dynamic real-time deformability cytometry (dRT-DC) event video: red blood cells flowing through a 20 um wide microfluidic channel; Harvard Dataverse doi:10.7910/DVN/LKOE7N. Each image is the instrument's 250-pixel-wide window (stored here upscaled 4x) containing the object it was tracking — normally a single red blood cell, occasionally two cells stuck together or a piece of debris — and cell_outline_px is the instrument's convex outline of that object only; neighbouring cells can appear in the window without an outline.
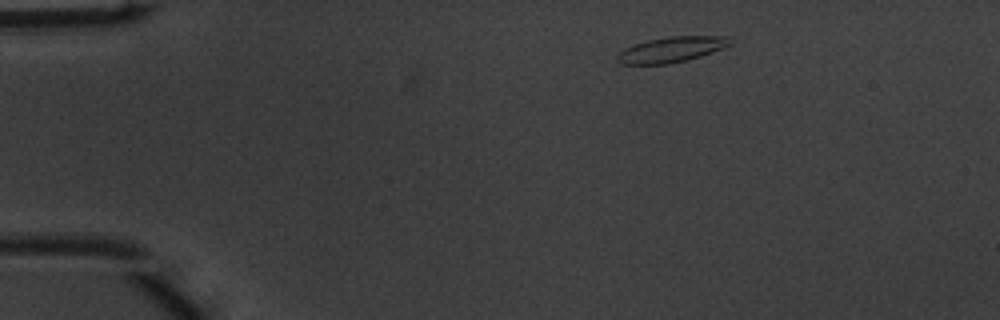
{"species": "common noctule bat (a hibernating species)", "species_latin": "Nyctalus noctula", "temperature_condition": "warm", "stored_images_in_passage": 43, "camera_frame_rate_fps": 3000, "um_per_image_px": 0.085, "animal": {"sex": "male", "body_mass_g": 20.1, "forearm_length_mm": 53.5}, "frame": {"image": 1, "passage_image": 1, "time_ms": 0.0, "image_size_px": [1000, 320], "cell_outline_px": [[732, 44], [712, 52], [688, 60], [668, 64], [620, 64], [616, 60], [616, 56], [624, 48], [648, 40], [668, 36], [732, 36]], "centroid_in_image_um": [57.09, 4.21], "position_along_channel_um": 27.9, "area_um2": 16.82}}
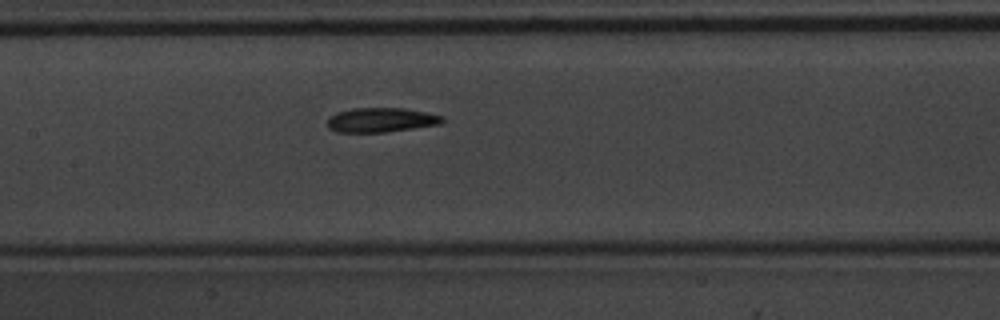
{"frame": {"image": 2, "passage_image": 17, "time_ms": 5.333, "image_size_px": [1000, 320], "cell_outline_px": [[444, 120], [440, 124], [384, 132], [336, 132], [328, 128], [328, 116], [336, 112], [352, 108], [404, 108], [444, 116]], "centroid_in_image_um": [32.35, 10.19], "position_along_channel_um": 175.1, "area_um2": 16.36}}
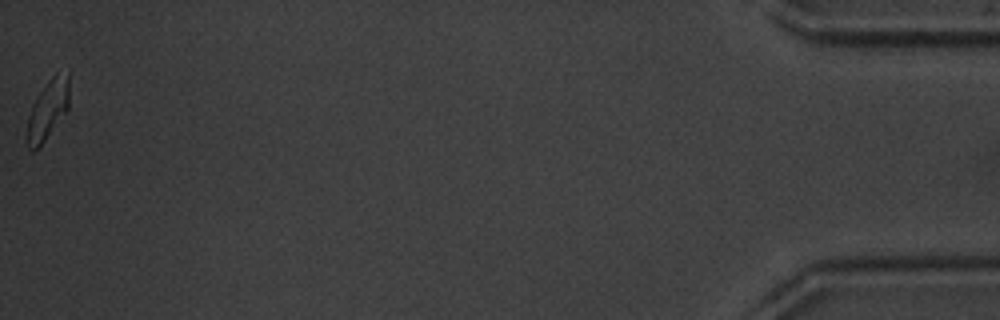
{"frame": {"image": 3, "passage_image": 43, "time_ms": 14.0, "image_size_px": [1000, 320], "cell_outline_px": [[68, 108], [44, 140], [32, 152], [28, 148], [24, 140], [28, 116], [32, 104], [48, 80], [56, 72], [68, 72]], "centroid_in_image_um": [4.0, 9.34], "position_along_channel_um": 431.2, "area_um2": 14.51}, "authors_computed_cell_mechanics": {"area_um2": 16.5308, "velocity_mm_per_s": 4.0219, "shape_relaxation_time_tau1_ms": 3.5166, "shape_relaxation_time_tau2_ms": 3.9236, "deformation_change_tau1": 0.1531, "deformation_change_tau2": 0.1178}}